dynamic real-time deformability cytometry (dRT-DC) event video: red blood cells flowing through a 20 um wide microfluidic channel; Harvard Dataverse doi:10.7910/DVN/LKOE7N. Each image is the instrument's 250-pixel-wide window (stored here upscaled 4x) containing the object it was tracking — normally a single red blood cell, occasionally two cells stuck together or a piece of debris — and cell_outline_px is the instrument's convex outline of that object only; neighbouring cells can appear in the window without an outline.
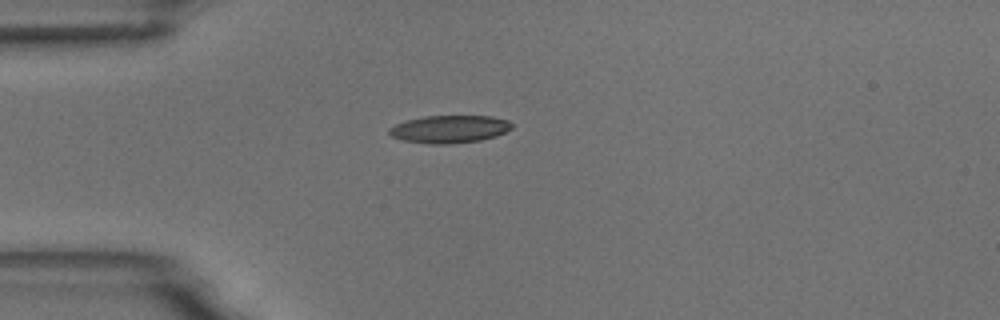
{"species": "common noctule bat (a hibernating species)", "species_latin": "Nyctalus noctula", "temperature_condition": "room temperature", "stored_images_in_passage": 3, "camera_frame_rate_fps": 3000, "um_per_image_px": 0.085, "animal": {"sex": "male", "body_mass_g": 18.8}, "frame": {"image": 1, "passage_image": 1, "time_ms": 0.0, "image_size_px": [1000, 320], "cell_outline_px": [[516, 124], [512, 128], [496, 136], [480, 140], [448, 144], [432, 144], [404, 140], [392, 136], [388, 132], [388, 128], [396, 124], [408, 120], [424, 116], [492, 116], [508, 120]], "centroid_in_image_um": [38.25, 10.97], "position_along_channel_um": 46.8, "area_um2": 19.71}}